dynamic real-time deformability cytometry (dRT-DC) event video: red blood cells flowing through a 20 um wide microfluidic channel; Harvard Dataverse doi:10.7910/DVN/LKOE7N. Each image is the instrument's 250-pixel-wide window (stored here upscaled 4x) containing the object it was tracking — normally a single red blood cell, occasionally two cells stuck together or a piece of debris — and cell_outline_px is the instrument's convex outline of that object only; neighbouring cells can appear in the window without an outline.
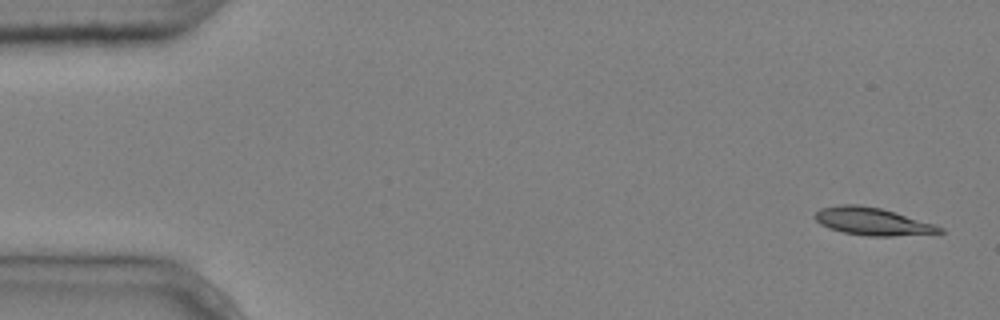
{"species": "common noctule bat (a hibernating species)", "species_latin": "Nyctalus noctula", "temperature_condition": "cold", "stored_images_in_passage": 7, "camera_frame_rate_fps": 3000, "um_per_image_px": 0.085, "animal": {"sex": "male", "body_mass_g": 20.4}, "frame": {"image": 1, "passage_image": 1, "time_ms": 0.0, "image_size_px": [1000, 320], "cell_outline_px": [[944, 232], [892, 236], [868, 236], [844, 232], [828, 228], [820, 224], [812, 216], [820, 208], [844, 204], [860, 204], [880, 208], [936, 224], [944, 228]], "centroid_in_image_um": [74.14, 18.81], "position_along_channel_um": 10.9, "area_um2": 20.0}}
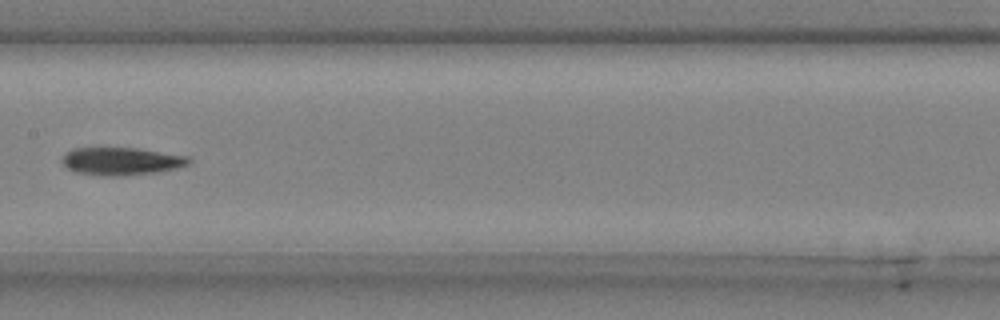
{"frame": {"image": 2, "passage_image": 7, "time_ms": 2.0, "image_size_px": [1000, 320], "cell_outline_px": [[192, 160], [188, 164], [176, 168], [156, 172], [116, 176], [100, 176], [76, 172], [68, 168], [60, 160], [64, 152], [72, 148], [136, 148], [188, 156]], "centroid_in_image_um": [10.26, 13.7], "position_along_channel_um": 197.1, "area_um2": 20.46}}